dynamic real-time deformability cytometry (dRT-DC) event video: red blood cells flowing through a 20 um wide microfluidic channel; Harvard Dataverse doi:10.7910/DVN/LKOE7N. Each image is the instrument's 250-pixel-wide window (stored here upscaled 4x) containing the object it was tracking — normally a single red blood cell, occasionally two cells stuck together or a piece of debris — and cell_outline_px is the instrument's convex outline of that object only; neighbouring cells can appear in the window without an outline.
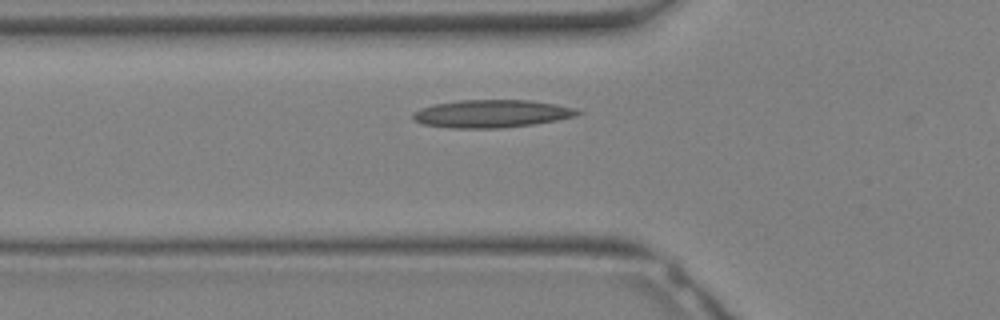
{"species": "Egyptian fruit bat (a non-hibernating species)", "species_latin": "Rousettus aegyptiacus", "temperature_condition": "warm", "stored_images_in_passage": 25, "camera_frame_rate_fps": 3000, "um_per_image_px": 0.085, "animal": {"sex": "female"}, "frame": {"image": 1, "passage_image": 7, "time_ms": 2.0, "image_size_px": [1000, 320], "cell_outline_px": [[580, 112], [576, 116], [556, 120], [532, 124], [500, 128], [448, 128], [424, 124], [416, 120], [412, 116], [412, 112], [420, 108], [432, 104], [460, 100], [532, 100], [556, 104], [576, 108]], "centroid_in_image_um": [41.76, 9.65], "position_along_channel_um": 84.0, "area_um2": 26.65}}
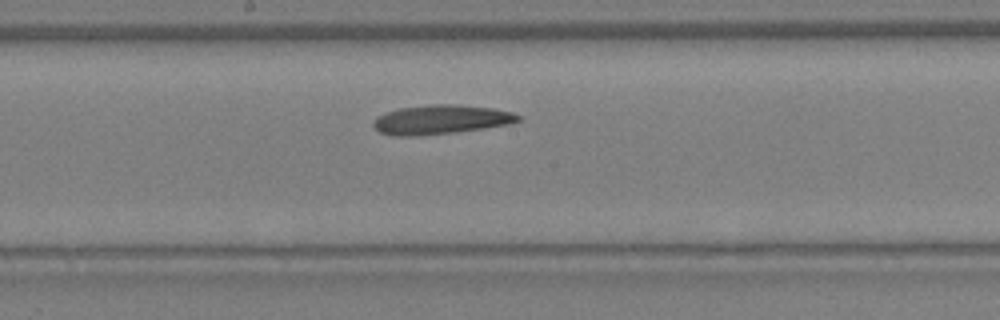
{"frame": {"image": 2, "passage_image": 13, "time_ms": 4.0, "image_size_px": [1000, 320], "cell_outline_px": [[520, 120], [512, 124], [452, 132], [420, 136], [392, 136], [380, 132], [372, 124], [372, 120], [376, 116], [384, 112], [400, 108], [432, 104], [456, 104], [492, 108], [512, 112], [520, 116]], "centroid_in_image_um": [37.43, 10.16], "position_along_channel_um": 210.8, "area_um2": 24.74}}
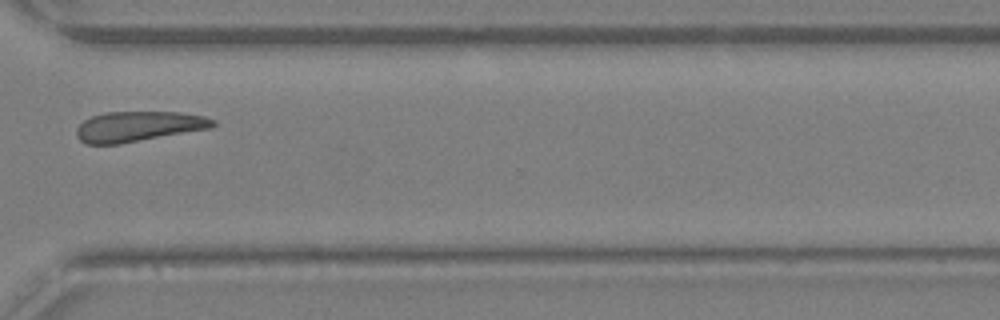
{"frame": {"image": 3, "passage_image": 20, "time_ms": 6.333, "image_size_px": [1000, 320], "cell_outline_px": [[216, 124], [212, 128], [120, 144], [84, 144], [76, 136], [76, 128], [84, 120], [92, 116], [104, 112], [180, 112], [204, 116], [216, 120]], "centroid_in_image_um": [11.77, 10.75], "position_along_channel_um": 358.8, "area_um2": 24.22}}